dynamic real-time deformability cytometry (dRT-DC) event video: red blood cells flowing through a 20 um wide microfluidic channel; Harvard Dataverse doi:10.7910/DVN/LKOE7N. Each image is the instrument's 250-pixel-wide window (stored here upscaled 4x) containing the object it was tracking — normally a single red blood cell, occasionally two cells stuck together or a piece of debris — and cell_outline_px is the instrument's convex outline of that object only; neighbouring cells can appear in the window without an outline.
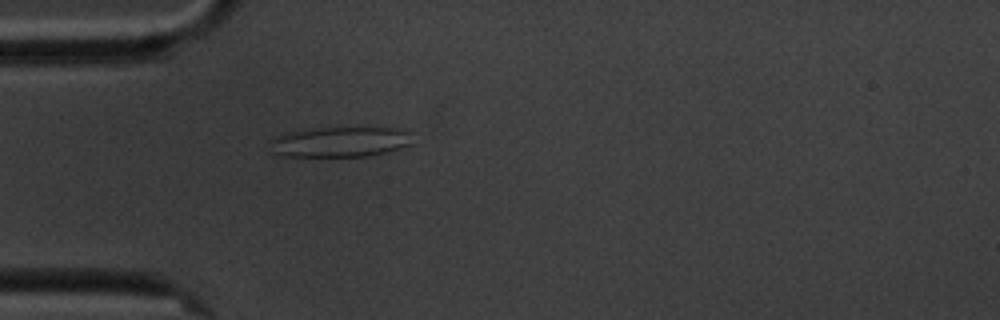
{"species": "common noctule bat (a hibernating species)", "species_latin": "Nyctalus noctula", "temperature_condition": "cold", "stored_images_in_passage": 4, "camera_frame_rate_fps": 3000, "um_per_image_px": 0.085, "animal": {"sex": "male", "body_mass_g": 20.1, "forearm_length_mm": 53.5}, "frame": {"image": 1, "passage_image": 4, "time_ms": 3.667, "image_size_px": [1000, 320], "cell_outline_px": [[412, 144], [388, 152], [368, 156], [280, 156], [272, 152], [268, 140], [272, 136], [284, 132], [312, 128], [396, 128], [408, 132]], "centroid_in_image_um": [28.8, 12.06], "position_along_channel_um": 56.2, "area_um2": 25.37}}